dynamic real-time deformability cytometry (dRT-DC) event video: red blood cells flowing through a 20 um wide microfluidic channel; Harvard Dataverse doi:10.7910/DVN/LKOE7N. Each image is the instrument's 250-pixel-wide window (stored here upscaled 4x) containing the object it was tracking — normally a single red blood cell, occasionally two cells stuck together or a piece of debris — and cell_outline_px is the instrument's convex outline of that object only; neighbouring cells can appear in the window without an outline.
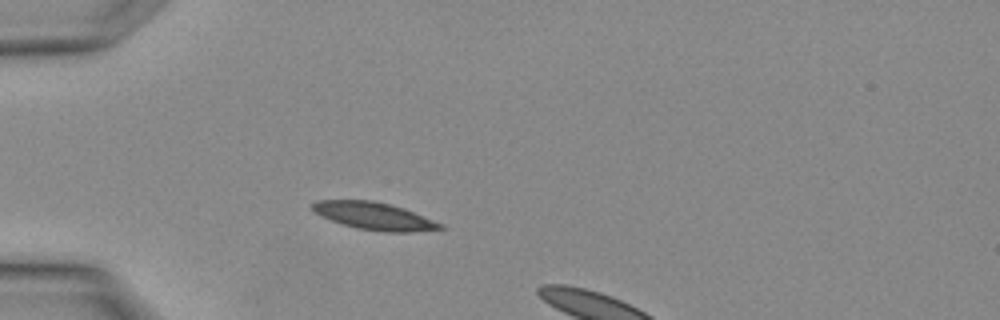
{"species": "Egyptian fruit bat (a non-hibernating species)", "species_latin": "Rousettus aegyptiacus", "temperature_condition": "warm", "stored_images_in_passage": 3, "camera_frame_rate_fps": 3000, "um_per_image_px": 0.085, "animal": {"sex": "female"}, "frame": {"image": 1, "passage_image": 2, "time_ms": 0.333, "image_size_px": [1000, 320], "cell_outline_px": [[444, 228], [412, 232], [384, 232], [356, 228], [320, 216], [312, 208], [312, 204], [316, 200], [372, 200], [392, 204], [404, 208], [444, 224]], "centroid_in_image_um": [31.83, 18.36], "position_along_channel_um": 53.2, "area_um2": 20.4}}